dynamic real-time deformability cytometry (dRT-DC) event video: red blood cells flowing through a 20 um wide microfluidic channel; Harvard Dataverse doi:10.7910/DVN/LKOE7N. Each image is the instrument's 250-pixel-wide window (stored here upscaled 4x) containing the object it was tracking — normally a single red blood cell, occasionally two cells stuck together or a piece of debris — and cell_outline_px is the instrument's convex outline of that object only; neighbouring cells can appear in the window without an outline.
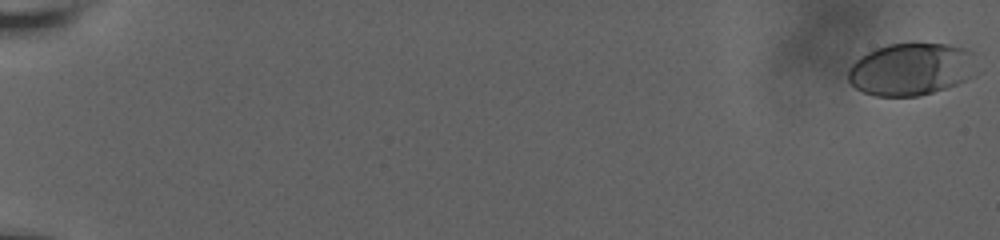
{"species": "human", "species_latin": "Homo sapiens", "temperature_condition": "room temperature", "stored_images_in_passage": 14, "camera_frame_rate_fps": 3000, "um_per_image_px": 0.085, "donor": {"sex": "male"}, "frame": {"image": 1, "passage_image": 1, "time_ms": 0.0, "image_size_px": [1000, 240], "cell_outline_px": [[980, 72], [976, 76], [956, 84], [920, 96], [876, 96], [864, 92], [856, 88], [848, 80], [848, 68], [860, 56], [876, 48], [888, 44], [948, 44], [964, 48], [972, 52]], "centroid_in_image_um": [77.5, 5.88], "position_along_channel_um": 7.5, "area_um2": 39.59}}